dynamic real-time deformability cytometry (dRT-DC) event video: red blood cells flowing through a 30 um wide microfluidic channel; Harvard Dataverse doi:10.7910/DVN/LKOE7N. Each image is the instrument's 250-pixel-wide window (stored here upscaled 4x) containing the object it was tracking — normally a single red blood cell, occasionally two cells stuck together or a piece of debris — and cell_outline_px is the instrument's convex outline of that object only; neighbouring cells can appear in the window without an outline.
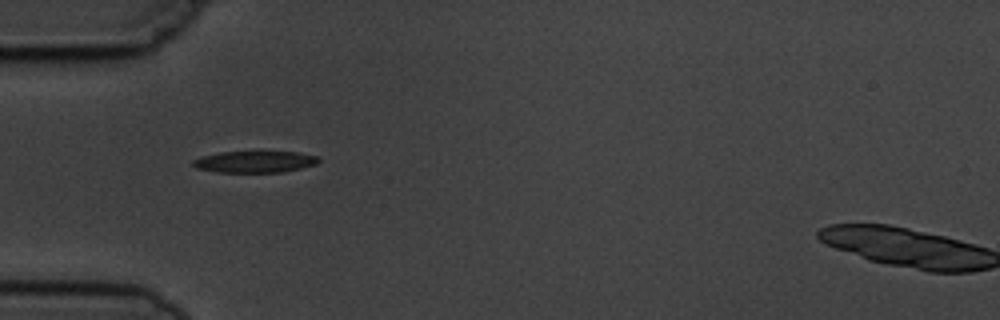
{"species": "common noctule bat (a hibernating species)", "species_latin": "Nyctalus noctula", "temperature_condition": "cold", "stored_images_in_passage": 2, "camera_frame_rate_fps": 3000, "um_per_image_px": 0.085, "animal": {"sex": "male", "body_mass_g": 19.5, "forearm_length_mm": 54.6}, "frame": {"image": 1, "passage_image": 1, "time_ms": 0.0, "image_size_px": [1000, 320], "cell_outline_px": [[320, 160], [316, 164], [284, 172], [216, 172], [196, 168], [192, 164], [192, 160], [204, 156], [220, 152], [264, 148], [300, 152], [316, 156]], "centroid_in_image_um": [21.69, 13.69], "position_along_channel_um": 63.3, "area_um2": 16.82}}
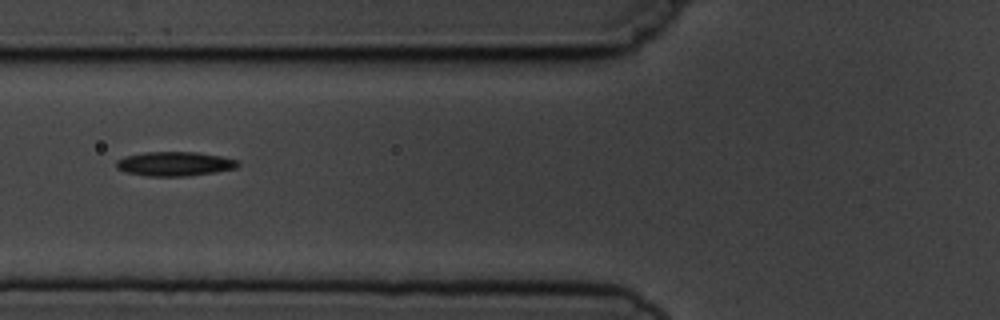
{"frame": {"image": 2, "passage_image": 2, "time_ms": 1.333, "image_size_px": [1000, 320], "cell_outline_px": [[240, 164], [236, 168], [216, 172], [188, 176], [148, 176], [128, 172], [116, 168], [116, 160], [124, 156], [144, 152], [196, 152], [220, 156], [236, 160]], "centroid_in_image_um": [14.83, 13.92], "position_along_channel_um": 111.0, "area_um2": 17.17}}